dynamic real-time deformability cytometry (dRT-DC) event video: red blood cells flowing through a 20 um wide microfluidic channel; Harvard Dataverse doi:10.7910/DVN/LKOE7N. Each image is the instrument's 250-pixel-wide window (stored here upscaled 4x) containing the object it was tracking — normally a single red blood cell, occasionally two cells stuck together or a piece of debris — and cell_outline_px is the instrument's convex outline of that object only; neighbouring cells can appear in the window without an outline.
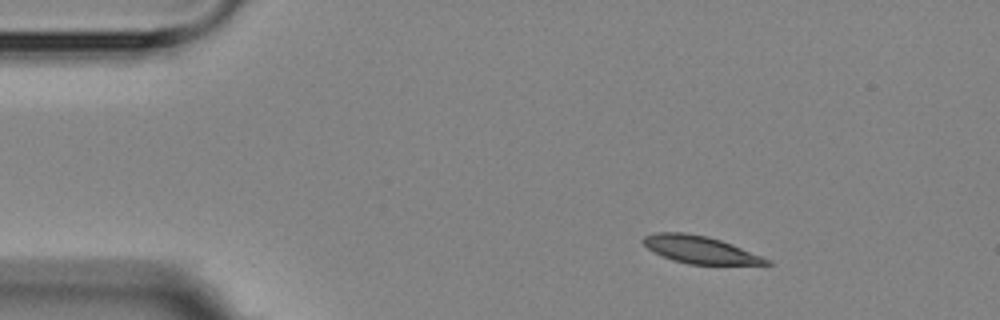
{"species": "Egyptian fruit bat (a non-hibernating species)", "species_latin": "Rousettus aegyptiacus", "temperature_condition": "room temperature", "stored_images_in_passage": 5, "camera_frame_rate_fps": 3000, "um_per_image_px": 0.085, "animal": {"sex": "female"}, "frame": {"image": 1, "passage_image": 2, "time_ms": 1.333, "image_size_px": [1000, 320], "cell_outline_px": [[772, 264], [688, 264], [672, 260], [648, 248], [640, 240], [644, 236], [656, 232], [684, 232], [708, 236], [732, 244], [772, 260]], "centroid_in_image_um": [59.5, 21.21], "position_along_channel_um": 25.5, "area_um2": 19.54}}